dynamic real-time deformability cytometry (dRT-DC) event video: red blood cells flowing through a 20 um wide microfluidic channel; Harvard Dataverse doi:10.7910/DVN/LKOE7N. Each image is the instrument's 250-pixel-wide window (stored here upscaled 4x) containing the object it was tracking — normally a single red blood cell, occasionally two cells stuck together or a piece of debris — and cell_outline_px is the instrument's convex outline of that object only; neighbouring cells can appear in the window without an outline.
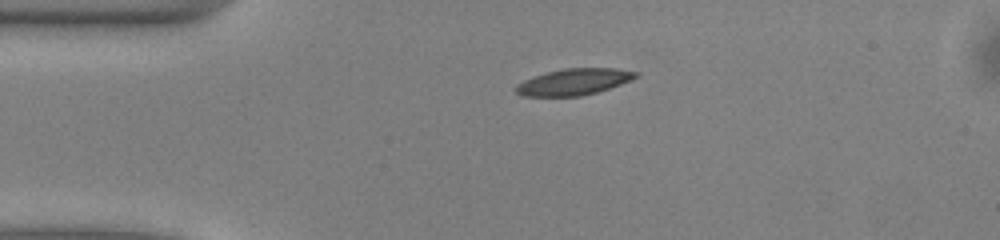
{"species": "common noctule bat (a hibernating species)", "species_latin": "Nyctalus noctula", "temperature_condition": "warm", "stored_images_in_passage": 41, "camera_frame_rate_fps": 3000, "um_per_image_px": 0.085, "animal": {"sex": "male", "body_mass_g": 13.0, "forearm_length_mm": 53.1}, "frame": {"image": 1, "passage_image": 1, "time_ms": 0.0, "image_size_px": [1000, 240], "cell_outline_px": [[640, 72], [636, 76], [620, 84], [596, 92], [580, 96], [524, 96], [516, 92], [512, 88], [516, 84], [524, 80], [548, 72], [564, 68], [616, 68]], "centroid_in_image_um": [48.74, 6.95], "position_along_channel_um": 36.3, "area_um2": 18.21}}
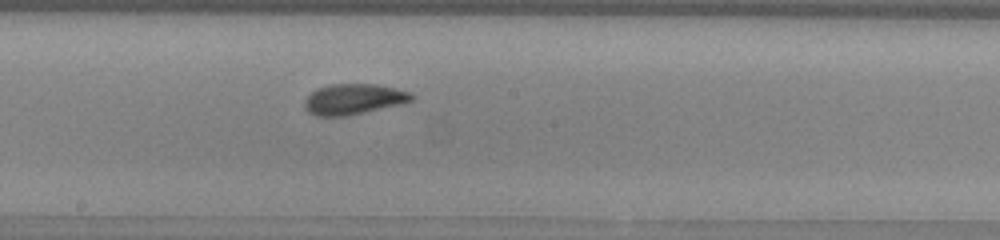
{"frame": {"image": 2, "passage_image": 17, "time_ms": 5.333, "image_size_px": [1000, 240], "cell_outline_px": [[416, 96], [412, 100], [400, 104], [348, 116], [316, 116], [308, 112], [304, 108], [304, 100], [316, 88], [328, 84], [376, 84], [412, 92]], "centroid_in_image_um": [30.04, 8.43], "position_along_channel_um": 218.2, "area_um2": 19.25}}
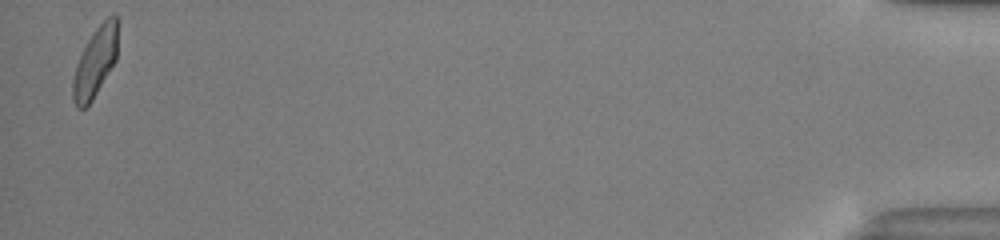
{"frame": {"image": 3, "passage_image": 40, "time_ms": 13.0, "image_size_px": [1000, 240], "cell_outline_px": [[116, 60], [92, 100], [84, 108], [76, 108], [72, 100], [72, 80], [76, 64], [92, 32], [108, 16], [116, 16]], "centroid_in_image_um": [8.05, 5.34], "position_along_channel_um": 427.2, "area_um2": 17.8}, "authors_computed_cell_mechanics": {"area_um2": 18.6116, "velocity_mm_per_s": 4.0261, "shape_relaxation_time_tau1_ms": 3.6341, "shape_relaxation_time_tau2_ms": 1.489, "deformation_change_tau1": 0.1542, "deformation_change_tau2": 0.0844}}